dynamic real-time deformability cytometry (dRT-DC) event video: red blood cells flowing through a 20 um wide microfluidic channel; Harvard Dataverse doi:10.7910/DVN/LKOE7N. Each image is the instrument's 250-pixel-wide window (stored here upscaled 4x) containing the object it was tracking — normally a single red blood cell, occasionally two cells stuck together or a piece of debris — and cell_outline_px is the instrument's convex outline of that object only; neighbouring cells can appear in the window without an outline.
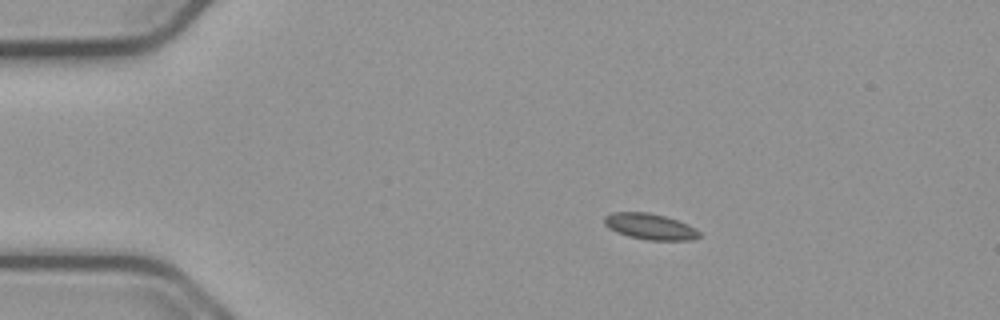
{"species": "common noctule bat (a hibernating species)", "species_latin": "Nyctalus noctula", "temperature_condition": "cold", "stored_images_in_passage": 46, "camera_frame_rate_fps": 3000, "um_per_image_px": 0.085, "animal": {"sex": "male", "body_mass_g": 23.1, "forearm_length_mm": 52.7}, "frame": {"image": 1, "passage_image": 1, "time_ms": 0.0, "image_size_px": [1000, 320], "cell_outline_px": [[700, 236], [692, 240], [648, 240], [628, 236], [616, 232], [608, 228], [604, 224], [604, 216], [612, 212], [648, 212], [664, 216], [688, 224], [696, 228], [700, 232]], "centroid_in_image_um": [55.24, 19.25], "position_along_channel_um": 29.8, "area_um2": 14.45}}
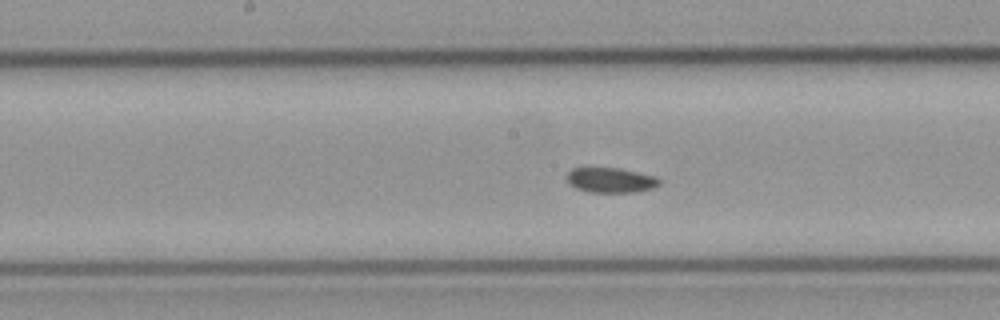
{"frame": {"image": 2, "passage_image": 19, "time_ms": 6.0, "image_size_px": [1000, 320], "cell_outline_px": [[660, 184], [652, 188], [632, 192], [588, 192], [576, 188], [568, 184], [568, 172], [572, 168], [584, 164], [620, 168], [656, 176], [660, 180]], "centroid_in_image_um": [51.83, 15.25], "position_along_channel_um": 196.4, "area_um2": 14.1}}
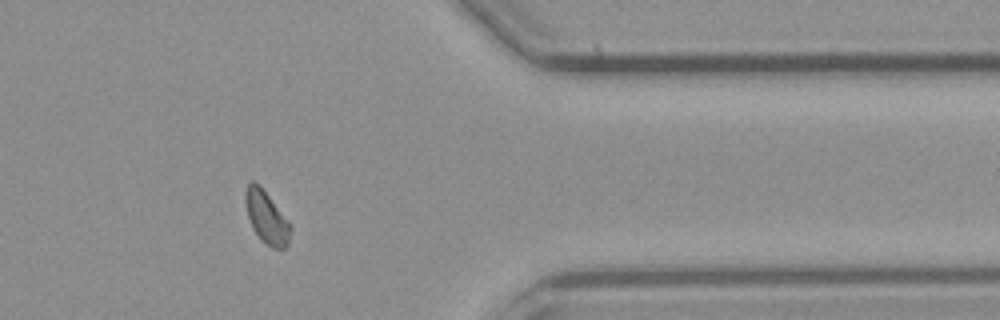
{"frame": {"image": 3, "passage_image": 36, "time_ms": 11.667, "image_size_px": [1000, 320], "cell_outline_px": [[292, 228], [288, 244], [284, 248], [272, 248], [260, 240], [252, 228], [248, 216], [244, 200], [244, 192], [248, 184], [252, 180], [260, 184], [292, 224]], "centroid_in_image_um": [22.66, 18.45], "position_along_channel_um": 388.7, "area_um2": 14.16}, "authors_computed_cell_mechanics": {"area_um2": 13.9298, "velocity_mm_per_s": 3.7309, "shape_relaxation_time_tau1_ms": 10.1828, "shape_relaxation_time_tau2_ms": 2.3672, "deformation_change_tau1": 0.0798, "deformation_change_tau2": 0.0579}}